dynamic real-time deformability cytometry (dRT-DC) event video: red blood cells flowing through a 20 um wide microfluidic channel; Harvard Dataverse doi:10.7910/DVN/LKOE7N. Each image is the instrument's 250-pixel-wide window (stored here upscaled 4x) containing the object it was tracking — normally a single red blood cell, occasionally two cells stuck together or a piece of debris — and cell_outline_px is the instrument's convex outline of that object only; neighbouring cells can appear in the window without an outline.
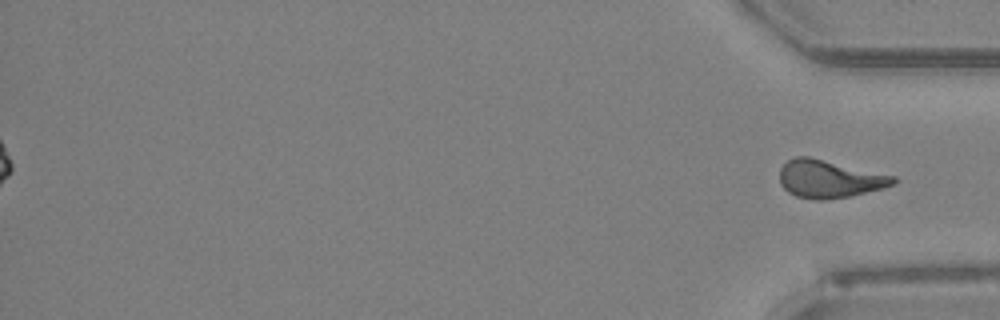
{"species": "Egyptian fruit bat (a non-hibernating species)", "species_latin": "Rousettus aegyptiacus", "temperature_condition": "room temperature", "stored_images_in_passage": 44, "segment_of_instrument_passage": [2, 2], "camera_frame_rate_fps": 3000, "um_per_image_px": 0.085, "animal": {"sex": "female"}, "frame": {"image": 1, "passage_image": 44, "time_ms": 14.333, "image_size_px": [1000, 320], "cell_outline_px": [[896, 180], [892, 184], [884, 188], [848, 196], [824, 200], [812, 200], [796, 196], [788, 192], [780, 184], [780, 168], [788, 160], [796, 156], [808, 156], [896, 176]], "centroid_in_image_um": [70.47, 15.21], "position_along_channel_um": 364.7, "area_um2": 24.91}}